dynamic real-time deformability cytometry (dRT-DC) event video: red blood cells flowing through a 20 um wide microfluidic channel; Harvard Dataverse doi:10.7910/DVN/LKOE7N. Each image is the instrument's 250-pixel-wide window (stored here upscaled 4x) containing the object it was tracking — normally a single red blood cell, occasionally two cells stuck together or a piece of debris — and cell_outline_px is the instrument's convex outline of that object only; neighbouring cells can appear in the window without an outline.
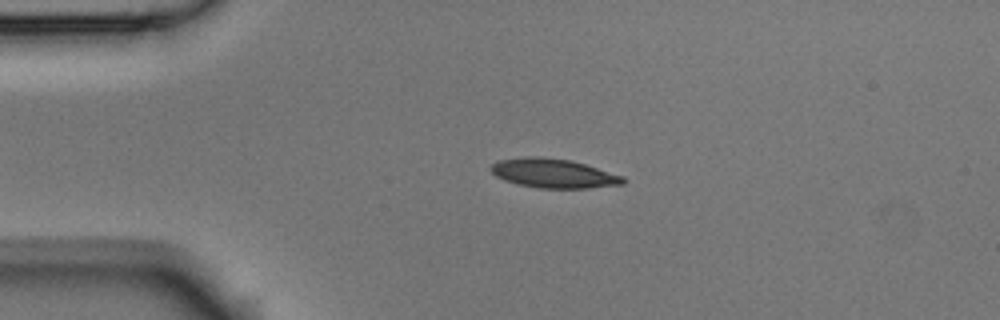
{"species": "Egyptian fruit bat (a non-hibernating species)", "species_latin": "Rousettus aegyptiacus", "temperature_condition": "room temperature", "stored_images_in_passage": 4, "camera_frame_rate_fps": 3000, "um_per_image_px": 0.085, "animal": {"sex": "male"}, "frame": {"image": 1, "passage_image": 3, "time_ms": 0.667, "image_size_px": [1000, 320], "cell_outline_px": [[628, 180], [624, 184], [588, 188], [540, 188], [520, 184], [504, 180], [496, 176], [488, 168], [492, 164], [500, 160], [532, 156], [536, 156], [572, 160], [624, 176]], "centroid_in_image_um": [47.09, 14.73], "position_along_channel_um": 37.9, "area_um2": 22.43}}